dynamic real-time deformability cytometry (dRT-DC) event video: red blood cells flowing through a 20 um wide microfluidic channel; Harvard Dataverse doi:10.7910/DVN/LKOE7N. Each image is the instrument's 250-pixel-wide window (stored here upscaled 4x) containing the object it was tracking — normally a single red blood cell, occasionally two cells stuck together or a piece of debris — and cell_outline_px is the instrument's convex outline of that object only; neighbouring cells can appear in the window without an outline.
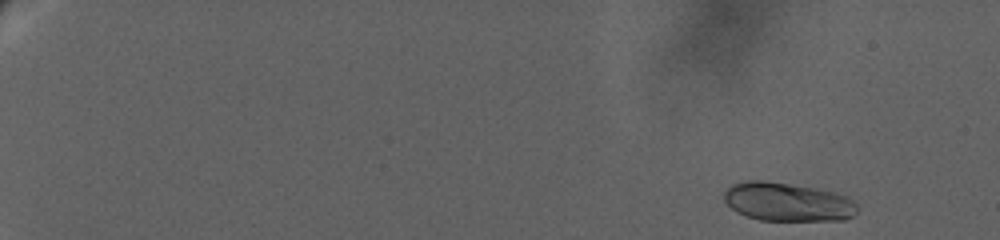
{"species": "human", "species_latin": "Homo sapiens", "temperature_condition": "warm", "stored_images_in_passage": 37, "camera_frame_rate_fps": 3000, "um_per_image_px": 0.085, "donor": {"sex": "female"}, "frame": {"image": 1, "passage_image": 6, "time_ms": 1.333, "image_size_px": [1000, 240], "cell_outline_px": [[860, 208], [852, 216], [844, 220], [760, 220], [736, 212], [724, 200], [724, 192], [732, 184], [744, 180], [764, 180], [812, 188], [832, 192], [848, 196]], "centroid_in_image_um": [66.94, 17.16], "position_along_channel_um": 18.1, "area_um2": 29.82}}
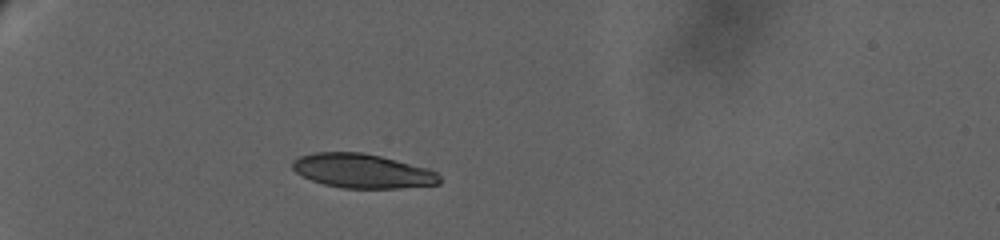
{"frame": {"image": 2, "passage_image": 34, "time_ms": 8.333, "image_size_px": [1000, 240], "cell_outline_px": [[440, 184], [400, 188], [340, 188], [324, 184], [312, 180], [296, 172], [292, 168], [292, 160], [300, 156], [316, 152], [360, 152], [380, 156], [428, 168], [436, 172], [440, 176]], "centroid_in_image_um": [30.81, 14.53], "position_along_channel_um": 54.2, "area_um2": 29.25}}